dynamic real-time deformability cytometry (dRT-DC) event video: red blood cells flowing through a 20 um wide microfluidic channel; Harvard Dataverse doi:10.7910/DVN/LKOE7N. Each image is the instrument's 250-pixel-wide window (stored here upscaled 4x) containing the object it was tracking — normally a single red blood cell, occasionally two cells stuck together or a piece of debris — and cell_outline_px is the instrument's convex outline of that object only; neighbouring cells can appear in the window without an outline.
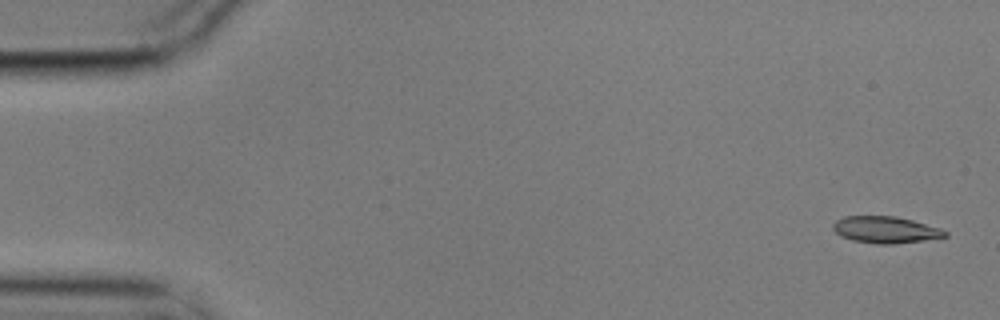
{"species": "common noctule bat (a hibernating species)", "species_latin": "Nyctalus noctula", "temperature_condition": "cold", "stored_images_in_passage": 4, "camera_frame_rate_fps": 3000, "um_per_image_px": 0.085, "animal": {"sex": "male", "body_mass_g": 17.9}, "frame": {"image": 1, "passage_image": 1, "time_ms": 0.0, "image_size_px": [1000, 320], "cell_outline_px": [[948, 236], [924, 240], [892, 244], [876, 244], [852, 240], [840, 236], [832, 228], [832, 224], [836, 220], [844, 216], [896, 216], [912, 220], [940, 228], [948, 232]], "centroid_in_image_um": [75.25, 19.53], "position_along_channel_um": 9.8, "area_um2": 17.46}}